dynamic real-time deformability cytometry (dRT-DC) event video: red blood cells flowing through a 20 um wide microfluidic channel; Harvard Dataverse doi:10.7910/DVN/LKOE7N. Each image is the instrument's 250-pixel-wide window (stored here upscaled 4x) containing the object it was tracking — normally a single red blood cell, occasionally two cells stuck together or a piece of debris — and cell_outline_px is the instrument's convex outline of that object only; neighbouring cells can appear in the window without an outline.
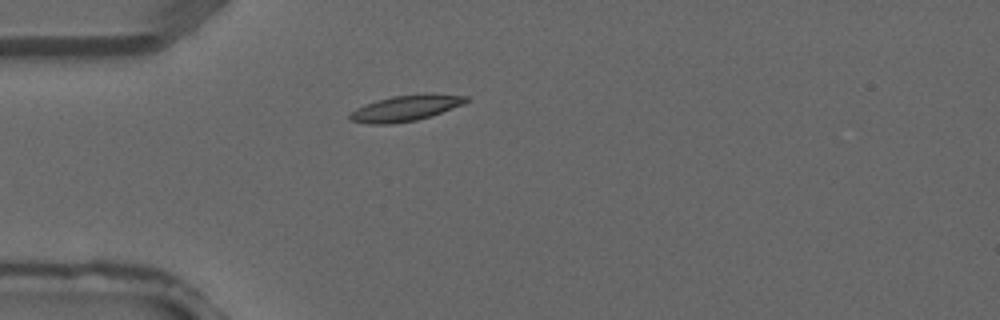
{"species": "common noctule bat (a hibernating species)", "species_latin": "Nyctalus noctula", "temperature_condition": "warm", "stored_images_in_passage": 3, "camera_frame_rate_fps": 3000, "um_per_image_px": 0.085, "animal": {"sex": "male", "forearm_length_mm": 52.5}, "frame": {"image": 1, "passage_image": 3, "time_ms": 0.667, "image_size_px": [1000, 320], "cell_outline_px": [[472, 100], [464, 104], [432, 116], [416, 120], [388, 124], [372, 124], [352, 120], [348, 116], [356, 108], [376, 100], [392, 96], [428, 92], [468, 96]], "centroid_in_image_um": [34.58, 9.16], "position_along_channel_um": 50.4, "area_um2": 17.74}}